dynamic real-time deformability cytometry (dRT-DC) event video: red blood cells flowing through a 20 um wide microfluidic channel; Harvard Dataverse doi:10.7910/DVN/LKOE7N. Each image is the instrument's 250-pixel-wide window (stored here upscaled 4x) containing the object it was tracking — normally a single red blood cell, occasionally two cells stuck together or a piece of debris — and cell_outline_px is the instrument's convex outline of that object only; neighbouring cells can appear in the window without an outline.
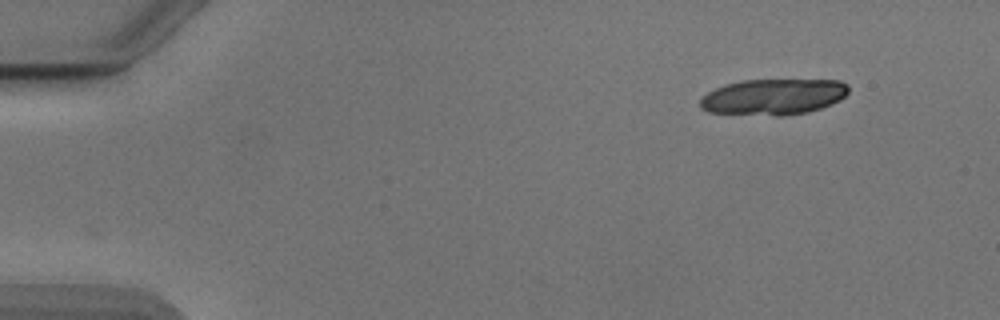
{"species": "Egyptian fruit bat (a non-hibernating species)", "species_latin": "Rousettus aegyptiacus", "temperature_condition": "cold", "stored_images_in_passage": 15, "camera_frame_rate_fps": 3000, "um_per_image_px": 0.085, "animal": {"sex": "male"}, "frame": {"image": 1, "passage_image": 1, "time_ms": 0.0, "image_size_px": [1000, 320], "cell_outline_px": [[848, 92], [840, 100], [832, 104], [808, 112], [780, 116], [776, 116], [708, 112], [700, 108], [700, 96], [724, 84], [740, 80], [840, 80], [848, 84]], "centroid_in_image_um": [65.72, 8.23], "position_along_channel_um": 19.3, "area_um2": 31.33}}